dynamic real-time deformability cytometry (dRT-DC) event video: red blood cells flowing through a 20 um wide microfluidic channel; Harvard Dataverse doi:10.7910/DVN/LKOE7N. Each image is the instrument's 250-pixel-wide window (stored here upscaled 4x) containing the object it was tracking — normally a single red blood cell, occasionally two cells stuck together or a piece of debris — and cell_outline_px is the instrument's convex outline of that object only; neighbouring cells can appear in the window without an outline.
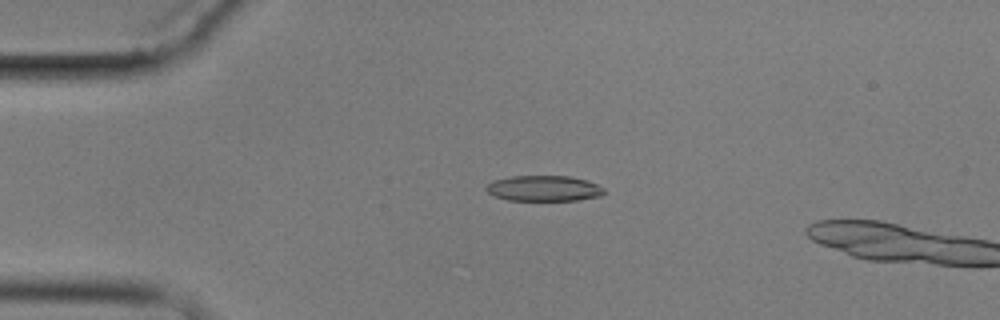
{"species": "common noctule bat (a hibernating species)", "species_latin": "Nyctalus noctula", "temperature_condition": "cold", "stored_images_in_passage": 4, "camera_frame_rate_fps": 3000, "um_per_image_px": 0.085, "animal": {"sex": "male", "body_mass_g": 17.9}, "frame": {"image": 1, "passage_image": 4, "time_ms": 4.667, "image_size_px": [1000, 320], "cell_outline_px": [[604, 192], [600, 196], [576, 200], [508, 200], [496, 196], [488, 192], [484, 188], [492, 180], [512, 176], [568, 176], [588, 180], [604, 188]], "centroid_in_image_um": [46.22, 16.0], "position_along_channel_um": 38.8, "area_um2": 17.51}}